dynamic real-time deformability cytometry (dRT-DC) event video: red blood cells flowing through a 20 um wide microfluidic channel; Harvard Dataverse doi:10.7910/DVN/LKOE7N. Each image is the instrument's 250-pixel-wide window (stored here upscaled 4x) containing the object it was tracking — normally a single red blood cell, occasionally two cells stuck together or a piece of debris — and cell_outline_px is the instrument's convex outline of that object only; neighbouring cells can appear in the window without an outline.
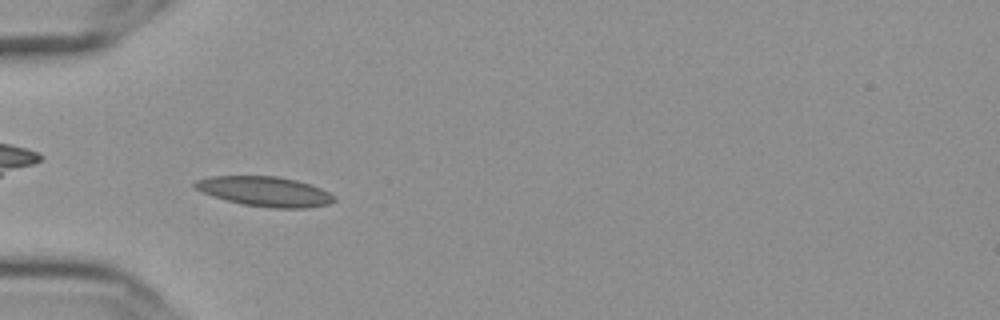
{"species": "Egyptian fruit bat (a non-hibernating species)", "species_latin": "Rousettus aegyptiacus", "temperature_condition": "cold", "stored_images_in_passage": 54, "camera_frame_rate_fps": 3000, "um_per_image_px": 0.085, "frame": {"image": 1, "passage_image": 16, "time_ms": 5.0, "image_size_px": [1000, 320], "cell_outline_px": [[336, 200], [328, 204], [308, 208], [272, 208], [244, 204], [228, 200], [192, 188], [192, 184], [196, 180], [212, 176], [276, 176], [296, 180], [320, 188], [336, 196]], "centroid_in_image_um": [22.53, 16.27], "position_along_channel_um": 62.5, "area_um2": 23.99}}
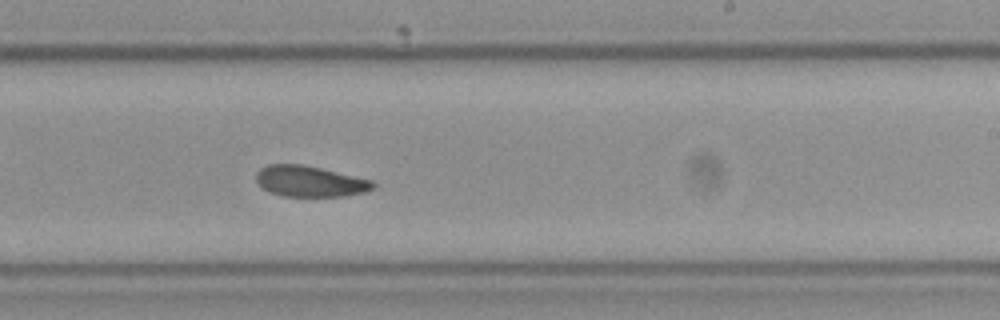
{"frame": {"image": 2, "passage_image": 33, "time_ms": 10.667, "image_size_px": [1000, 320], "cell_outline_px": [[376, 184], [372, 188], [364, 192], [344, 196], [284, 196], [268, 192], [260, 188], [256, 180], [256, 172], [260, 168], [268, 164], [300, 164], [320, 168], [372, 180]], "centroid_in_image_um": [26.28, 15.41], "position_along_channel_um": 262.7, "area_um2": 21.04}}
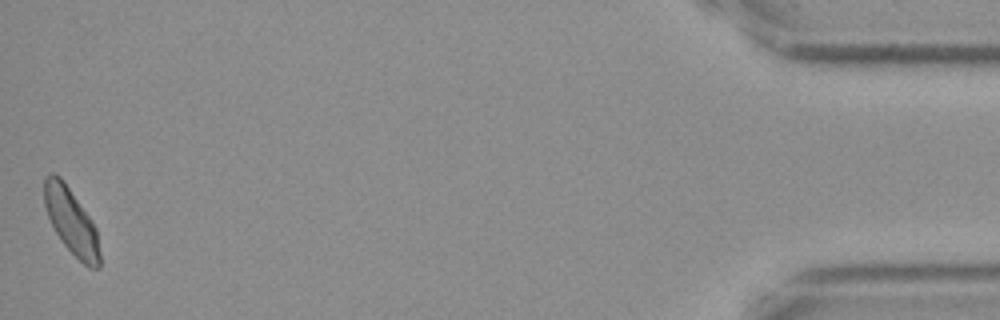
{"frame": {"image": 3, "passage_image": 54, "time_ms": 17.667, "image_size_px": [1000, 320], "cell_outline_px": [[100, 268], [88, 268], [60, 240], [48, 216], [44, 204], [44, 180], [52, 172], [60, 176], [64, 180], [96, 228], [100, 252]], "centroid_in_image_um": [6.06, 18.82], "position_along_channel_um": 429.1, "area_um2": 20.98}, "authors_computed_cell_mechanics": {"area_um2": 21.7328, "velocity_mm_per_s": 3.5966, "shape_relaxation_time_tau1_ms": 10.0181, "shape_relaxation_time_tau2_ms": 4.7607, "deformation_change_tau1": 0.1838, "deformation_change_tau2": 0.083}}